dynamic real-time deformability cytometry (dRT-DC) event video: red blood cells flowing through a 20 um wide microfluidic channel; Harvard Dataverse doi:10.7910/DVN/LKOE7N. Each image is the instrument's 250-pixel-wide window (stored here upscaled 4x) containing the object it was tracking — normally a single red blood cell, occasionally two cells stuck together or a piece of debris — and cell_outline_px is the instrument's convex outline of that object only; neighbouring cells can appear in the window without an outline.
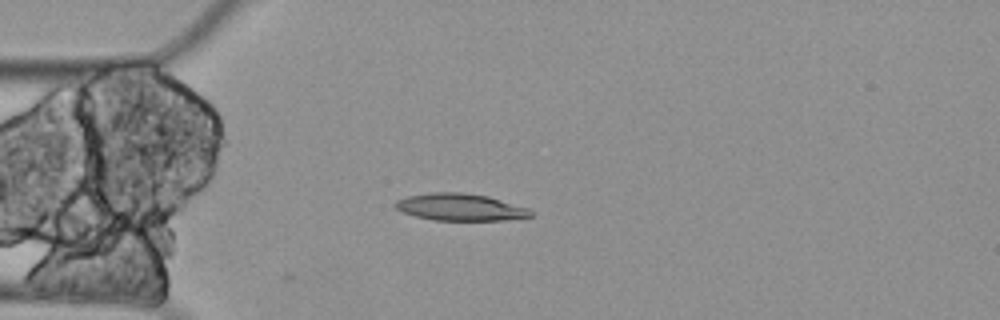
{"species": "Egyptian fruit bat (a non-hibernating species)", "species_latin": "Rousettus aegyptiacus", "temperature_condition": "cold", "stored_images_in_passage": 5, "camera_frame_rate_fps": 3000, "um_per_image_px": 0.085, "animal": {"sex": "female"}, "frame": {"image": 1, "passage_image": 3, "time_ms": 0.667, "image_size_px": [1000, 320], "cell_outline_px": [[532, 216], [504, 220], [432, 220], [400, 212], [392, 204], [396, 200], [408, 196], [432, 192], [460, 192], [488, 196], [528, 208], [532, 212]], "centroid_in_image_um": [39.07, 17.6], "position_along_channel_um": 45.9, "area_um2": 21.33}}
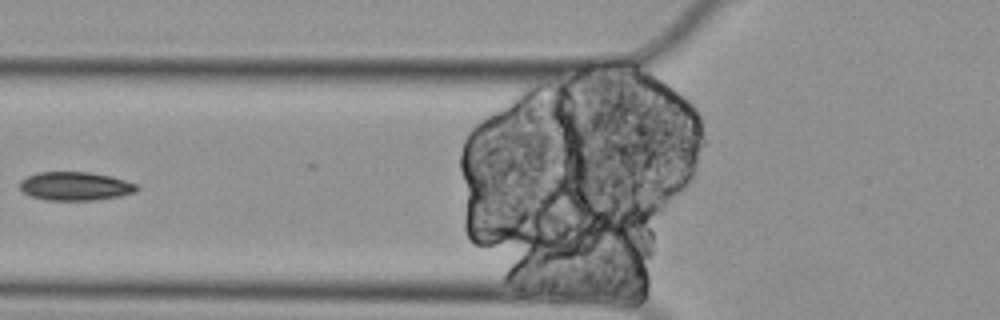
{"frame": {"image": 2, "passage_image": 5, "time_ms": 1.333, "image_size_px": [1000, 320], "cell_outline_px": [[140, 188], [136, 192], [120, 196], [92, 200], [44, 200], [28, 196], [20, 188], [20, 180], [28, 176], [40, 172], [88, 172], [112, 176], [136, 184]], "centroid_in_image_um": [6.39, 15.83], "position_along_channel_um": 119.4, "area_um2": 19.54}}